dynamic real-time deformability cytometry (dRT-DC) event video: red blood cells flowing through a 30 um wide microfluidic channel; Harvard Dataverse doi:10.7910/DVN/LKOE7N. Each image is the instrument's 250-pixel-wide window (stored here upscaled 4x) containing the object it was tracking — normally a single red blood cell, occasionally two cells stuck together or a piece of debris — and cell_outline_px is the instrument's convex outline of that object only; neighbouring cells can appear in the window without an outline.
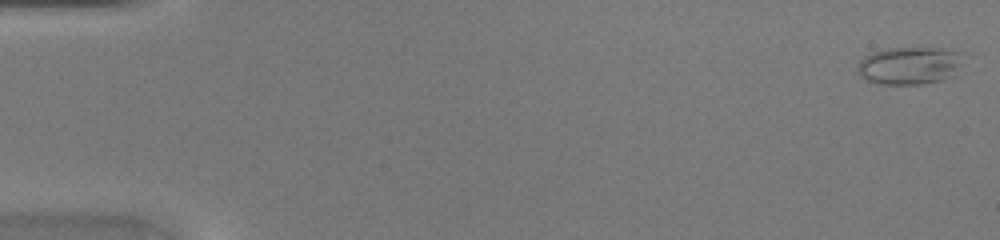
{"species": "common noctule bat (a hibernating species)", "species_latin": "Nyctalus noctula", "temperature_condition": "warm", "stored_images_in_passage": 46, "camera_frame_rate_fps": 3000, "um_per_image_px": 0.085, "animal": {"sex": "female", "body_mass_g": 20.0, "forearm_length_mm": 54.0}, "frame": {"image": 1, "passage_image": 1, "time_ms": 0.0, "image_size_px": [1000, 240], "cell_outline_px": [[964, 52], [956, 76], [944, 80], [924, 84], [876, 84], [860, 76], [856, 72], [856, 64], [864, 56], [872, 52], [884, 48], [944, 48]], "centroid_in_image_um": [77.31, 5.57], "position_along_channel_um": 7.7, "area_um2": 23.87}}
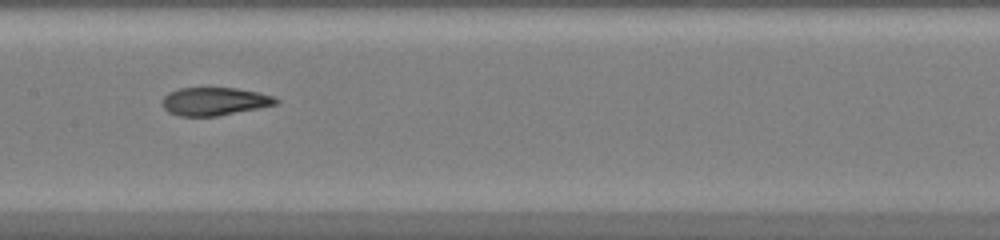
{"frame": {"image": 2, "passage_image": 24, "time_ms": 7.667, "image_size_px": [1000, 240], "cell_outline_px": [[280, 100], [276, 104], [216, 116], [180, 116], [168, 112], [164, 108], [164, 96], [168, 92], [180, 88], [236, 88], [260, 92], [272, 96]], "centroid_in_image_um": [18.22, 8.61], "position_along_channel_um": 189.2, "area_um2": 18.32}}
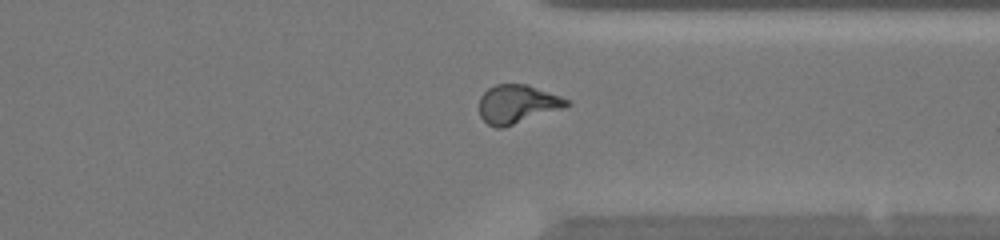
{"frame": {"image": 3, "passage_image": 36, "time_ms": 11.667, "image_size_px": [1000, 240], "cell_outline_px": [[572, 104], [568, 108], [504, 128], [496, 128], [488, 124], [480, 116], [480, 96], [488, 88], [496, 84], [524, 84], [572, 100]], "centroid_in_image_um": [44.04, 8.88], "position_along_channel_um": 367.4, "area_um2": 20.06}}